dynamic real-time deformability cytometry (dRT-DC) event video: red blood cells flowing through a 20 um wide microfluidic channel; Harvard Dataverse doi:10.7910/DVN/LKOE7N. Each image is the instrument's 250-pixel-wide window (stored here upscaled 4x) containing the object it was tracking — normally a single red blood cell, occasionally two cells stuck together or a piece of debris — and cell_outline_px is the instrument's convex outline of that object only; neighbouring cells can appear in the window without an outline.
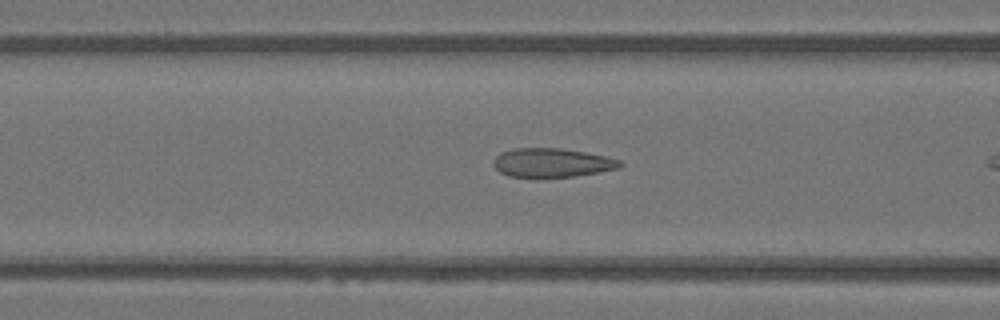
{"species": "Egyptian fruit bat (a non-hibernating species)", "species_latin": "Rousettus aegyptiacus", "temperature_condition": "warm", "stored_images_in_passage": 6, "camera_frame_rate_fps": 3000, "um_per_image_px": 0.085, "animal": {"sex": "female"}, "frame": {"image": 1, "passage_image": 4, "time_ms": 1.0, "image_size_px": [1000, 320], "cell_outline_px": [[624, 164], [620, 168], [576, 176], [508, 176], [500, 172], [492, 164], [496, 156], [500, 152], [512, 148], [560, 148], [608, 156], [620, 160]], "centroid_in_image_um": [46.94, 13.81], "position_along_channel_um": 119.7, "area_um2": 21.21}}